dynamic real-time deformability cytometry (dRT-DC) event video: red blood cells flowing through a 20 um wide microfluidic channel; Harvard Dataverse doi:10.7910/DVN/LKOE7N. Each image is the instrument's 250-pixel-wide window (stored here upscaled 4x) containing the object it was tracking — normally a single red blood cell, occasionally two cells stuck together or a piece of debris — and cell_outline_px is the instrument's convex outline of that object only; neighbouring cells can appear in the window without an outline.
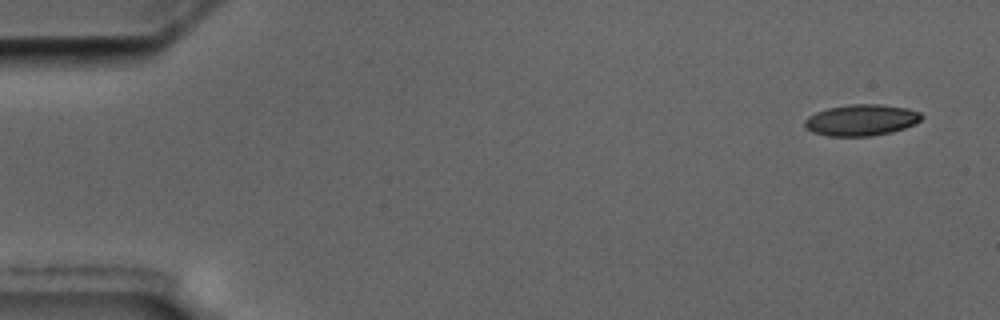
{"species": "common noctule bat (a hibernating species)", "species_latin": "Nyctalus noctula", "temperature_condition": "cold", "stored_images_in_passage": 5, "camera_frame_rate_fps": 3000, "um_per_image_px": 0.085, "animal": {"sex": "male", "body_mass_g": 17.5, "forearm_length_mm": 52.3}, "frame": {"image": 1, "passage_image": 1, "time_ms": 0.0, "image_size_px": [1000, 320], "cell_outline_px": [[924, 116], [916, 124], [892, 132], [872, 136], [828, 136], [812, 132], [804, 124], [804, 120], [808, 116], [816, 112], [828, 108], [848, 104], [880, 104], [908, 108], [920, 112]], "centroid_in_image_um": [73.23, 10.2], "position_along_channel_um": 11.8, "area_um2": 21.44}}
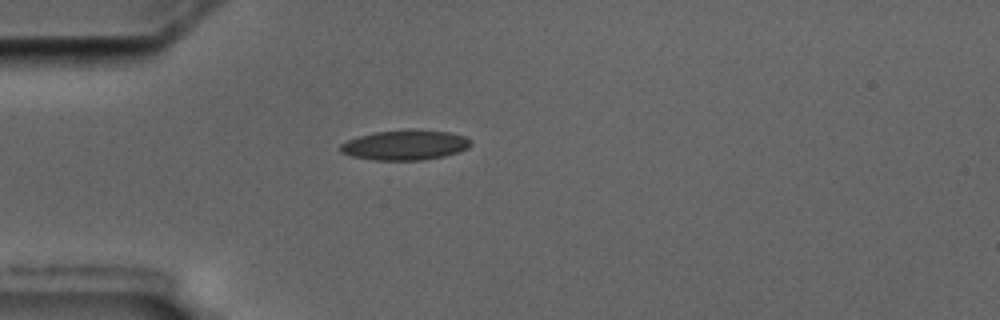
{"frame": {"image": 2, "passage_image": 4, "time_ms": 4.333, "image_size_px": [1000, 320], "cell_outline_px": [[472, 144], [468, 148], [444, 156], [424, 160], [372, 160], [352, 156], [340, 152], [340, 144], [348, 140], [360, 136], [376, 132], [408, 128], [412, 128], [448, 132], [464, 136], [472, 140]], "centroid_in_image_um": [34.45, 12.32], "position_along_channel_um": 50.6, "area_um2": 23.0}}